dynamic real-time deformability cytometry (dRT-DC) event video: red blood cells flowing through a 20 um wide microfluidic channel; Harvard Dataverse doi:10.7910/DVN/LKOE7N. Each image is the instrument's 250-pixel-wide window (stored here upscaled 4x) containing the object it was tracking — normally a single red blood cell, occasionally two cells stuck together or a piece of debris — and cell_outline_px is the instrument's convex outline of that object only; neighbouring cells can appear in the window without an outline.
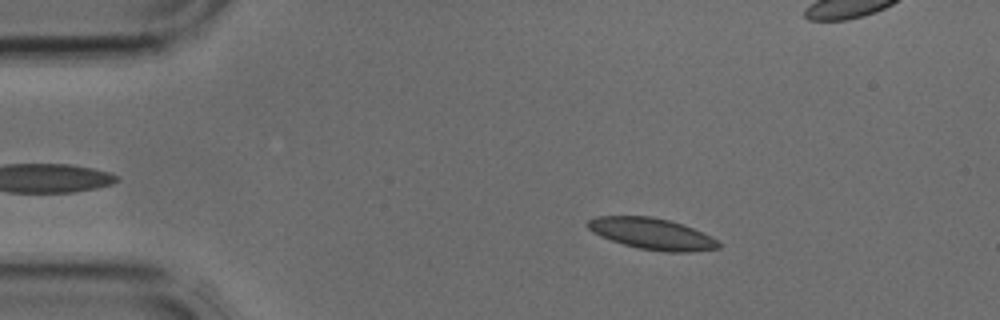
{"species": "common noctule bat (a hibernating species)", "species_latin": "Nyctalus noctula", "temperature_condition": "cold", "stored_images_in_passage": 35, "camera_frame_rate_fps": 3000, "um_per_image_px": 0.085, "animal": {"sex": "male", "body_mass_g": 17.9, "forearm_length_mm": 54.2}, "frame": {"image": 1, "passage_image": 6, "time_ms": 1.667, "image_size_px": [1000, 320], "cell_outline_px": [[720, 248], [692, 252], [664, 252], [640, 248], [624, 244], [600, 236], [592, 232], [584, 224], [588, 220], [596, 216], [652, 216], [668, 220], [692, 228], [712, 236], [720, 244]], "centroid_in_image_um": [55.4, 19.87], "position_along_channel_um": 29.6, "area_um2": 23.81}}
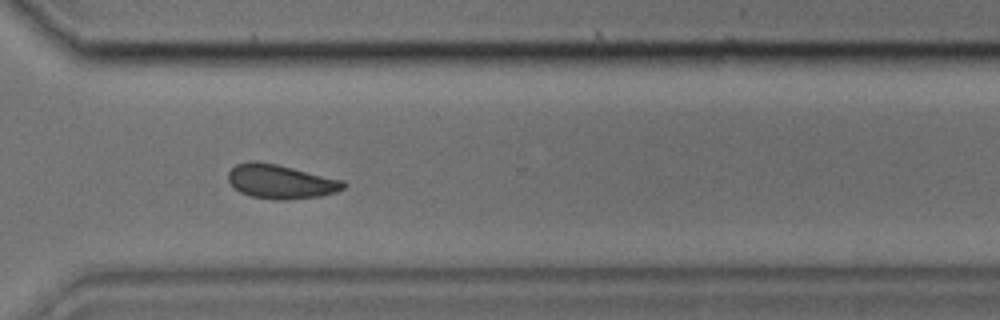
{"frame": {"image": 2, "passage_image": 29, "time_ms": 9.333, "image_size_px": [1000, 320], "cell_outline_px": [[348, 184], [344, 188], [336, 192], [320, 196], [284, 200], [272, 200], [252, 196], [240, 192], [228, 180], [228, 172], [236, 164], [252, 160], [256, 160], [276, 164], [344, 180]], "centroid_in_image_um": [23.87, 15.43], "position_along_channel_um": 346.7, "area_um2": 22.95}}
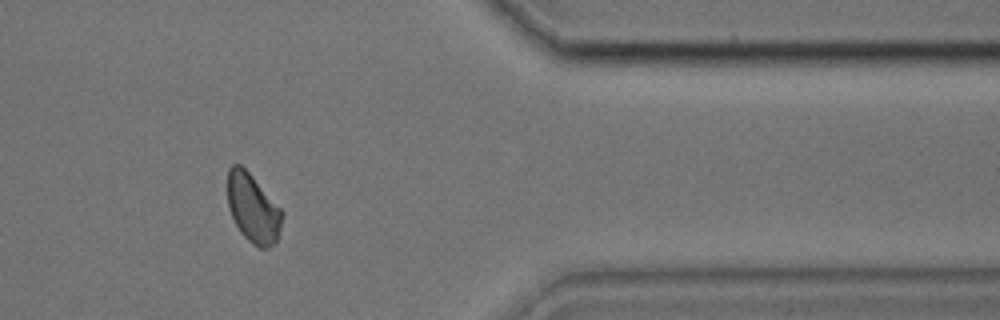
{"frame": {"image": 3, "passage_image": 33, "time_ms": 10.667, "image_size_px": [1000, 320], "cell_outline_px": [[284, 212], [280, 228], [276, 240], [268, 248], [260, 248], [252, 244], [240, 232], [228, 208], [228, 168], [232, 164], [240, 164], [252, 176]], "centroid_in_image_um": [21.49, 17.7], "position_along_channel_um": 389.9, "area_um2": 21.62}}